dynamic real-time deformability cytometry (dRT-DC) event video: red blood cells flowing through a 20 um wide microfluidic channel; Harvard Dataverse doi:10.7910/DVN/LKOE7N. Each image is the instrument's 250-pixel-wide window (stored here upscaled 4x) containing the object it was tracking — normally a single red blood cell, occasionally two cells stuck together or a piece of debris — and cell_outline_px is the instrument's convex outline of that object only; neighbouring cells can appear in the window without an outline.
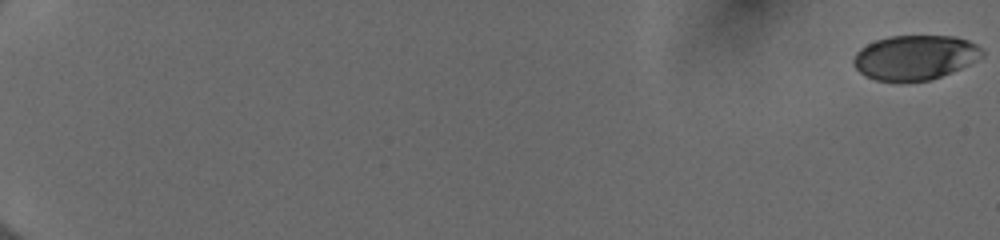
{"species": "human", "species_latin": "Homo sapiens", "temperature_condition": "cold", "stored_images_in_passage": 55, "camera_frame_rate_fps": 3000, "um_per_image_px": 0.085, "donor": {"sex": "female"}, "frame": {"image": 1, "passage_image": 1, "time_ms": 0.0, "image_size_px": [1000, 240], "cell_outline_px": [[984, 56], [960, 68], [940, 76], [928, 80], [900, 84], [876, 80], [864, 76], [852, 64], [852, 60], [856, 52], [860, 48], [876, 40], [888, 36], [956, 36], [968, 40], [984, 48]], "centroid_in_image_um": [77.75, 4.9], "position_along_channel_um": 7.3, "area_um2": 34.04}}
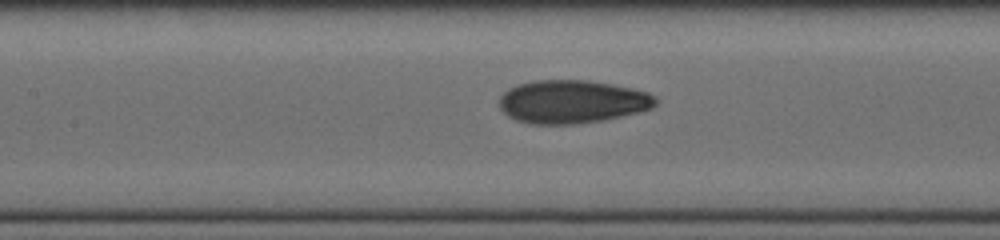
{"frame": {"image": 2, "passage_image": 30, "time_ms": 9.667, "image_size_px": [1000, 240], "cell_outline_px": [[660, 100], [652, 108], [640, 112], [604, 120], [576, 124], [532, 124], [516, 120], [508, 116], [500, 108], [500, 96], [508, 88], [516, 84], [536, 80], [588, 80], [632, 88], [648, 92], [656, 96]], "centroid_in_image_um": [48.65, 8.64], "position_along_channel_um": 158.7, "area_um2": 39.65}}
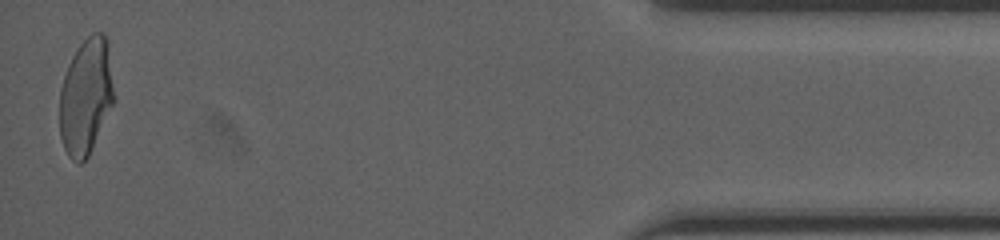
{"frame": {"image": 3, "passage_image": 55, "time_ms": 18.0, "image_size_px": [1000, 240], "cell_outline_px": [[116, 100], [88, 156], [80, 164], [76, 164], [68, 156], [64, 148], [60, 136], [60, 88], [68, 64], [72, 56], [80, 44], [92, 32], [104, 32], [108, 40]], "centroid_in_image_um": [7.33, 8.19], "position_along_channel_um": 427.9, "area_um2": 37.45}, "authors_computed_cell_mechanics": {"area_um2": 36.992, "velocity_mm_per_s": 4.0026, "shape_relaxation_time_tau1_ms": 6.3187, "shape_relaxation_time_tau2_ms": 1.1224, "deformation_change_tau1": 0.1922, "deformation_change_tau2": 0.067}}